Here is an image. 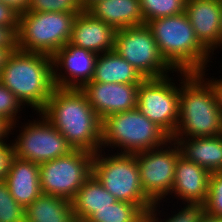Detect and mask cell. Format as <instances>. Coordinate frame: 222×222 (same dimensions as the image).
Instances as JSON below:
<instances>
[{
	"mask_svg": "<svg viewBox=\"0 0 222 222\" xmlns=\"http://www.w3.org/2000/svg\"><path fill=\"white\" fill-rule=\"evenodd\" d=\"M209 71V69L204 68L202 69L198 74L212 87L214 96H215V101L217 106L219 107V110L222 113V78L219 76L220 79H218L217 77L214 78V76L210 77L207 75H209V73L207 72ZM207 77V78H205Z\"/></svg>",
	"mask_w": 222,
	"mask_h": 222,
	"instance_id": "obj_33",
	"label": "cell"
},
{
	"mask_svg": "<svg viewBox=\"0 0 222 222\" xmlns=\"http://www.w3.org/2000/svg\"><path fill=\"white\" fill-rule=\"evenodd\" d=\"M210 175L211 173L205 168L180 155L175 166L171 196L168 198L178 199L177 204L179 200V204H181V200L182 202L205 203L208 196Z\"/></svg>",
	"mask_w": 222,
	"mask_h": 222,
	"instance_id": "obj_17",
	"label": "cell"
},
{
	"mask_svg": "<svg viewBox=\"0 0 222 222\" xmlns=\"http://www.w3.org/2000/svg\"><path fill=\"white\" fill-rule=\"evenodd\" d=\"M0 222H25V208L11 196L4 180L0 181Z\"/></svg>",
	"mask_w": 222,
	"mask_h": 222,
	"instance_id": "obj_27",
	"label": "cell"
},
{
	"mask_svg": "<svg viewBox=\"0 0 222 222\" xmlns=\"http://www.w3.org/2000/svg\"><path fill=\"white\" fill-rule=\"evenodd\" d=\"M11 125L0 117V143L6 142L10 134ZM6 138V139H5Z\"/></svg>",
	"mask_w": 222,
	"mask_h": 222,
	"instance_id": "obj_36",
	"label": "cell"
},
{
	"mask_svg": "<svg viewBox=\"0 0 222 222\" xmlns=\"http://www.w3.org/2000/svg\"><path fill=\"white\" fill-rule=\"evenodd\" d=\"M11 196L24 208L41 194L40 164L12 156L4 179Z\"/></svg>",
	"mask_w": 222,
	"mask_h": 222,
	"instance_id": "obj_18",
	"label": "cell"
},
{
	"mask_svg": "<svg viewBox=\"0 0 222 222\" xmlns=\"http://www.w3.org/2000/svg\"><path fill=\"white\" fill-rule=\"evenodd\" d=\"M77 14L29 11L20 14L17 30L18 49L53 56L70 42Z\"/></svg>",
	"mask_w": 222,
	"mask_h": 222,
	"instance_id": "obj_7",
	"label": "cell"
},
{
	"mask_svg": "<svg viewBox=\"0 0 222 222\" xmlns=\"http://www.w3.org/2000/svg\"><path fill=\"white\" fill-rule=\"evenodd\" d=\"M88 12L116 30L145 24L139 0H103Z\"/></svg>",
	"mask_w": 222,
	"mask_h": 222,
	"instance_id": "obj_20",
	"label": "cell"
},
{
	"mask_svg": "<svg viewBox=\"0 0 222 222\" xmlns=\"http://www.w3.org/2000/svg\"><path fill=\"white\" fill-rule=\"evenodd\" d=\"M114 51L146 78H161L176 73L162 58L147 24L119 29Z\"/></svg>",
	"mask_w": 222,
	"mask_h": 222,
	"instance_id": "obj_10",
	"label": "cell"
},
{
	"mask_svg": "<svg viewBox=\"0 0 222 222\" xmlns=\"http://www.w3.org/2000/svg\"><path fill=\"white\" fill-rule=\"evenodd\" d=\"M17 30L18 28L0 25V48H9L12 52L18 49Z\"/></svg>",
	"mask_w": 222,
	"mask_h": 222,
	"instance_id": "obj_31",
	"label": "cell"
},
{
	"mask_svg": "<svg viewBox=\"0 0 222 222\" xmlns=\"http://www.w3.org/2000/svg\"><path fill=\"white\" fill-rule=\"evenodd\" d=\"M115 202L117 199L92 174L71 200V205L75 218L86 221L99 209L108 208Z\"/></svg>",
	"mask_w": 222,
	"mask_h": 222,
	"instance_id": "obj_22",
	"label": "cell"
},
{
	"mask_svg": "<svg viewBox=\"0 0 222 222\" xmlns=\"http://www.w3.org/2000/svg\"><path fill=\"white\" fill-rule=\"evenodd\" d=\"M145 212L136 204L117 201L108 208L99 209L87 222H141Z\"/></svg>",
	"mask_w": 222,
	"mask_h": 222,
	"instance_id": "obj_25",
	"label": "cell"
},
{
	"mask_svg": "<svg viewBox=\"0 0 222 222\" xmlns=\"http://www.w3.org/2000/svg\"><path fill=\"white\" fill-rule=\"evenodd\" d=\"M23 109L26 110L16 96L0 82V117L12 126L22 118L18 115H21L20 111L23 112Z\"/></svg>",
	"mask_w": 222,
	"mask_h": 222,
	"instance_id": "obj_28",
	"label": "cell"
},
{
	"mask_svg": "<svg viewBox=\"0 0 222 222\" xmlns=\"http://www.w3.org/2000/svg\"><path fill=\"white\" fill-rule=\"evenodd\" d=\"M93 157L89 151L73 149L65 156L41 163V192L71 201L92 175Z\"/></svg>",
	"mask_w": 222,
	"mask_h": 222,
	"instance_id": "obj_9",
	"label": "cell"
},
{
	"mask_svg": "<svg viewBox=\"0 0 222 222\" xmlns=\"http://www.w3.org/2000/svg\"><path fill=\"white\" fill-rule=\"evenodd\" d=\"M163 201H159L154 203L151 209L145 212L143 215V219L141 222H201L202 218L206 214V204L200 202H182V204L178 205L181 207L177 209V211H172L173 214L170 216L161 215L160 207L163 206ZM161 203V204H160ZM161 205V206H160ZM159 216V217H158ZM164 216V219L161 218ZM166 218V219H165Z\"/></svg>",
	"mask_w": 222,
	"mask_h": 222,
	"instance_id": "obj_24",
	"label": "cell"
},
{
	"mask_svg": "<svg viewBox=\"0 0 222 222\" xmlns=\"http://www.w3.org/2000/svg\"><path fill=\"white\" fill-rule=\"evenodd\" d=\"M171 137L137 108L102 120L101 150L135 154L164 145ZM108 148V149H105ZM118 148V149H117Z\"/></svg>",
	"mask_w": 222,
	"mask_h": 222,
	"instance_id": "obj_5",
	"label": "cell"
},
{
	"mask_svg": "<svg viewBox=\"0 0 222 222\" xmlns=\"http://www.w3.org/2000/svg\"><path fill=\"white\" fill-rule=\"evenodd\" d=\"M176 72L178 79H181L179 117L177 129L171 138L222 135V113L212 87L198 73Z\"/></svg>",
	"mask_w": 222,
	"mask_h": 222,
	"instance_id": "obj_3",
	"label": "cell"
},
{
	"mask_svg": "<svg viewBox=\"0 0 222 222\" xmlns=\"http://www.w3.org/2000/svg\"><path fill=\"white\" fill-rule=\"evenodd\" d=\"M147 26L160 55L174 71L199 73L212 66V54L198 41L185 12L153 19Z\"/></svg>",
	"mask_w": 222,
	"mask_h": 222,
	"instance_id": "obj_4",
	"label": "cell"
},
{
	"mask_svg": "<svg viewBox=\"0 0 222 222\" xmlns=\"http://www.w3.org/2000/svg\"><path fill=\"white\" fill-rule=\"evenodd\" d=\"M201 222H222V217L212 216L206 213Z\"/></svg>",
	"mask_w": 222,
	"mask_h": 222,
	"instance_id": "obj_39",
	"label": "cell"
},
{
	"mask_svg": "<svg viewBox=\"0 0 222 222\" xmlns=\"http://www.w3.org/2000/svg\"><path fill=\"white\" fill-rule=\"evenodd\" d=\"M116 32L111 25L82 10L74 19L70 43L99 55L114 50Z\"/></svg>",
	"mask_w": 222,
	"mask_h": 222,
	"instance_id": "obj_16",
	"label": "cell"
},
{
	"mask_svg": "<svg viewBox=\"0 0 222 222\" xmlns=\"http://www.w3.org/2000/svg\"><path fill=\"white\" fill-rule=\"evenodd\" d=\"M12 156H13V148L11 141L10 143L9 140L0 143V181L4 180L7 175L9 169V163Z\"/></svg>",
	"mask_w": 222,
	"mask_h": 222,
	"instance_id": "obj_34",
	"label": "cell"
},
{
	"mask_svg": "<svg viewBox=\"0 0 222 222\" xmlns=\"http://www.w3.org/2000/svg\"><path fill=\"white\" fill-rule=\"evenodd\" d=\"M180 155V148L172 138L158 148L135 153L143 191L153 203L170 200L166 196L172 191Z\"/></svg>",
	"mask_w": 222,
	"mask_h": 222,
	"instance_id": "obj_12",
	"label": "cell"
},
{
	"mask_svg": "<svg viewBox=\"0 0 222 222\" xmlns=\"http://www.w3.org/2000/svg\"><path fill=\"white\" fill-rule=\"evenodd\" d=\"M19 13L0 1V25L18 28Z\"/></svg>",
	"mask_w": 222,
	"mask_h": 222,
	"instance_id": "obj_32",
	"label": "cell"
},
{
	"mask_svg": "<svg viewBox=\"0 0 222 222\" xmlns=\"http://www.w3.org/2000/svg\"><path fill=\"white\" fill-rule=\"evenodd\" d=\"M71 201L61 197L41 194L25 208V222H74Z\"/></svg>",
	"mask_w": 222,
	"mask_h": 222,
	"instance_id": "obj_23",
	"label": "cell"
},
{
	"mask_svg": "<svg viewBox=\"0 0 222 222\" xmlns=\"http://www.w3.org/2000/svg\"><path fill=\"white\" fill-rule=\"evenodd\" d=\"M140 83L87 82L81 90L101 121L112 114L137 108Z\"/></svg>",
	"mask_w": 222,
	"mask_h": 222,
	"instance_id": "obj_14",
	"label": "cell"
},
{
	"mask_svg": "<svg viewBox=\"0 0 222 222\" xmlns=\"http://www.w3.org/2000/svg\"><path fill=\"white\" fill-rule=\"evenodd\" d=\"M145 78L114 50L98 55L92 81L101 83H141Z\"/></svg>",
	"mask_w": 222,
	"mask_h": 222,
	"instance_id": "obj_21",
	"label": "cell"
},
{
	"mask_svg": "<svg viewBox=\"0 0 222 222\" xmlns=\"http://www.w3.org/2000/svg\"><path fill=\"white\" fill-rule=\"evenodd\" d=\"M97 58L96 53L68 42L52 56L55 87L81 89L92 80Z\"/></svg>",
	"mask_w": 222,
	"mask_h": 222,
	"instance_id": "obj_13",
	"label": "cell"
},
{
	"mask_svg": "<svg viewBox=\"0 0 222 222\" xmlns=\"http://www.w3.org/2000/svg\"><path fill=\"white\" fill-rule=\"evenodd\" d=\"M107 153L105 150L94 153L92 174L95 178L117 201L136 204L144 212L151 209L154 203L143 191L135 154Z\"/></svg>",
	"mask_w": 222,
	"mask_h": 222,
	"instance_id": "obj_6",
	"label": "cell"
},
{
	"mask_svg": "<svg viewBox=\"0 0 222 222\" xmlns=\"http://www.w3.org/2000/svg\"><path fill=\"white\" fill-rule=\"evenodd\" d=\"M181 155L210 173L222 172V135L196 138H172Z\"/></svg>",
	"mask_w": 222,
	"mask_h": 222,
	"instance_id": "obj_19",
	"label": "cell"
},
{
	"mask_svg": "<svg viewBox=\"0 0 222 222\" xmlns=\"http://www.w3.org/2000/svg\"><path fill=\"white\" fill-rule=\"evenodd\" d=\"M82 10L88 11L94 4L103 0H78Z\"/></svg>",
	"mask_w": 222,
	"mask_h": 222,
	"instance_id": "obj_38",
	"label": "cell"
},
{
	"mask_svg": "<svg viewBox=\"0 0 222 222\" xmlns=\"http://www.w3.org/2000/svg\"><path fill=\"white\" fill-rule=\"evenodd\" d=\"M4 4L12 7L19 14H22L27 11L30 0H0Z\"/></svg>",
	"mask_w": 222,
	"mask_h": 222,
	"instance_id": "obj_35",
	"label": "cell"
},
{
	"mask_svg": "<svg viewBox=\"0 0 222 222\" xmlns=\"http://www.w3.org/2000/svg\"><path fill=\"white\" fill-rule=\"evenodd\" d=\"M0 82L37 115L55 89L52 56L17 49L8 57Z\"/></svg>",
	"mask_w": 222,
	"mask_h": 222,
	"instance_id": "obj_2",
	"label": "cell"
},
{
	"mask_svg": "<svg viewBox=\"0 0 222 222\" xmlns=\"http://www.w3.org/2000/svg\"><path fill=\"white\" fill-rule=\"evenodd\" d=\"M12 54V51L9 48H0V73L3 67L6 65L8 57Z\"/></svg>",
	"mask_w": 222,
	"mask_h": 222,
	"instance_id": "obj_37",
	"label": "cell"
},
{
	"mask_svg": "<svg viewBox=\"0 0 222 222\" xmlns=\"http://www.w3.org/2000/svg\"><path fill=\"white\" fill-rule=\"evenodd\" d=\"M218 48L222 49V14H221V26H220V43H219Z\"/></svg>",
	"mask_w": 222,
	"mask_h": 222,
	"instance_id": "obj_40",
	"label": "cell"
},
{
	"mask_svg": "<svg viewBox=\"0 0 222 222\" xmlns=\"http://www.w3.org/2000/svg\"><path fill=\"white\" fill-rule=\"evenodd\" d=\"M144 23L185 12L186 0H139Z\"/></svg>",
	"mask_w": 222,
	"mask_h": 222,
	"instance_id": "obj_26",
	"label": "cell"
},
{
	"mask_svg": "<svg viewBox=\"0 0 222 222\" xmlns=\"http://www.w3.org/2000/svg\"><path fill=\"white\" fill-rule=\"evenodd\" d=\"M37 117L33 120L28 119L27 122L21 123V126L18 122L11 126L10 134L14 135L16 131V136H12L15 139H10L13 156L41 164L65 156L73 150L66 138L41 112ZM17 127L21 129L15 130Z\"/></svg>",
	"mask_w": 222,
	"mask_h": 222,
	"instance_id": "obj_8",
	"label": "cell"
},
{
	"mask_svg": "<svg viewBox=\"0 0 222 222\" xmlns=\"http://www.w3.org/2000/svg\"><path fill=\"white\" fill-rule=\"evenodd\" d=\"M185 13L198 41L213 55L220 43L222 2L218 0H186Z\"/></svg>",
	"mask_w": 222,
	"mask_h": 222,
	"instance_id": "obj_15",
	"label": "cell"
},
{
	"mask_svg": "<svg viewBox=\"0 0 222 222\" xmlns=\"http://www.w3.org/2000/svg\"><path fill=\"white\" fill-rule=\"evenodd\" d=\"M29 12H67L80 13L82 11L78 0H30Z\"/></svg>",
	"mask_w": 222,
	"mask_h": 222,
	"instance_id": "obj_29",
	"label": "cell"
},
{
	"mask_svg": "<svg viewBox=\"0 0 222 222\" xmlns=\"http://www.w3.org/2000/svg\"><path fill=\"white\" fill-rule=\"evenodd\" d=\"M174 75L144 79L137 94V109L170 137L175 134L179 117V80H173Z\"/></svg>",
	"mask_w": 222,
	"mask_h": 222,
	"instance_id": "obj_11",
	"label": "cell"
},
{
	"mask_svg": "<svg viewBox=\"0 0 222 222\" xmlns=\"http://www.w3.org/2000/svg\"><path fill=\"white\" fill-rule=\"evenodd\" d=\"M41 113L73 149L101 150L102 121L81 89L55 87Z\"/></svg>",
	"mask_w": 222,
	"mask_h": 222,
	"instance_id": "obj_1",
	"label": "cell"
},
{
	"mask_svg": "<svg viewBox=\"0 0 222 222\" xmlns=\"http://www.w3.org/2000/svg\"><path fill=\"white\" fill-rule=\"evenodd\" d=\"M205 204L207 214L222 217V172L211 173Z\"/></svg>",
	"mask_w": 222,
	"mask_h": 222,
	"instance_id": "obj_30",
	"label": "cell"
},
{
	"mask_svg": "<svg viewBox=\"0 0 222 222\" xmlns=\"http://www.w3.org/2000/svg\"><path fill=\"white\" fill-rule=\"evenodd\" d=\"M74 222H87V221H83V220H78V219H76Z\"/></svg>",
	"mask_w": 222,
	"mask_h": 222,
	"instance_id": "obj_41",
	"label": "cell"
}]
</instances>
